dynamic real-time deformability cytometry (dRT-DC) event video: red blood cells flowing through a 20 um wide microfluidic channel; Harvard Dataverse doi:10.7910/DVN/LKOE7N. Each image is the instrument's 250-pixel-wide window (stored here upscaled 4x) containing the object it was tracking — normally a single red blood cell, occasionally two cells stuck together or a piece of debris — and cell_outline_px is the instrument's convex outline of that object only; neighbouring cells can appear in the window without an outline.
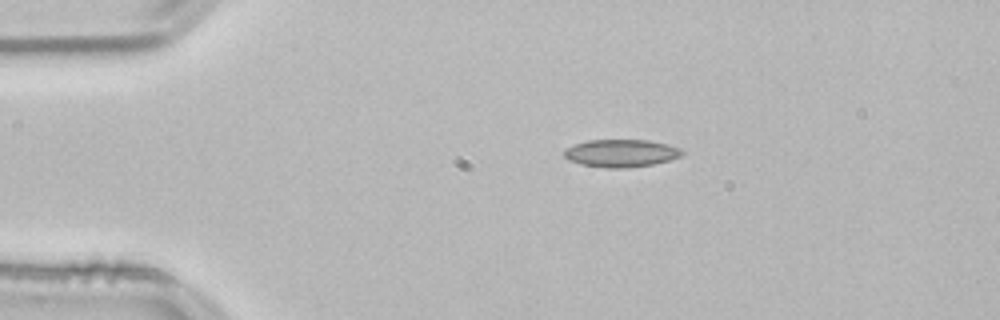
{"species": "common noctule bat (a hibernating species)", "species_latin": "Nyctalus noctula", "temperature_condition": "room temperature", "stored_images_in_passage": 44, "camera_frame_rate_fps": 3000, "um_per_image_px": 0.085, "animal": {"sex": "male", "body_mass_g": 21.5, "forearm_length_mm": 52.0}, "frame": {"image": 1, "passage_image": 1, "time_ms": 0.0, "image_size_px": [1000, 320], "cell_outline_px": [[684, 152], [680, 156], [668, 160], [652, 164], [628, 168], [608, 168], [580, 164], [568, 160], [564, 156], [564, 148], [588, 140], [648, 140], [680, 148]], "centroid_in_image_um": [52.75, 13.02], "position_along_channel_um": 32.3, "area_um2": 18.84}}
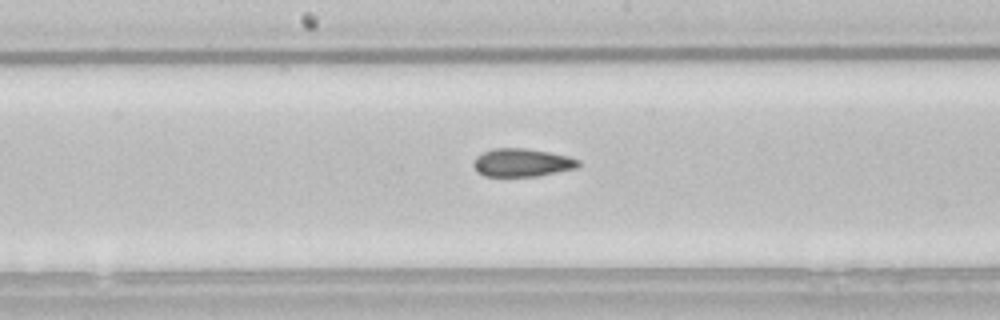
{"frame": {"image": 2, "passage_image": 18, "time_ms": 5.667, "image_size_px": [1000, 320], "cell_outline_px": [[580, 164], [576, 168], [536, 176], [484, 176], [472, 164], [476, 156], [492, 148], [524, 148], [548, 152], [568, 156], [580, 160]], "centroid_in_image_um": [44.37, 13.81], "position_along_channel_um": 203.8, "area_um2": 16.99}}
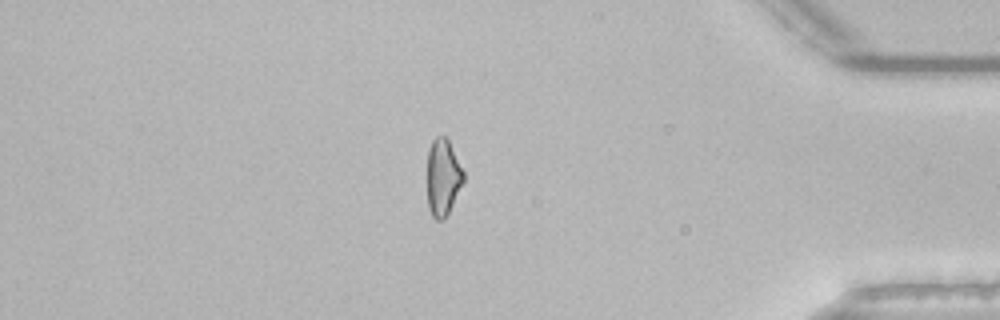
{"frame": {"image": 3, "passage_image": 36, "time_ms": 11.667, "image_size_px": [1000, 320], "cell_outline_px": [[464, 180], [444, 220], [436, 220], [432, 216], [428, 208], [428, 148], [432, 140], [436, 136], [444, 136], [448, 140], [464, 172]], "centroid_in_image_um": [37.63, 15.07], "position_along_channel_um": 397.6, "area_um2": 16.01}, "authors_computed_cell_mechanics": {"area_um2": 17.34, "velocity_mm_per_s": 3.8326, "shape_relaxation_time_tau1_ms": 5.6783, "shape_relaxation_time_tau2_ms": 2.1944, "deformation_change_tau1": 0.1362, "deformation_change_tau2": 0.0963}}